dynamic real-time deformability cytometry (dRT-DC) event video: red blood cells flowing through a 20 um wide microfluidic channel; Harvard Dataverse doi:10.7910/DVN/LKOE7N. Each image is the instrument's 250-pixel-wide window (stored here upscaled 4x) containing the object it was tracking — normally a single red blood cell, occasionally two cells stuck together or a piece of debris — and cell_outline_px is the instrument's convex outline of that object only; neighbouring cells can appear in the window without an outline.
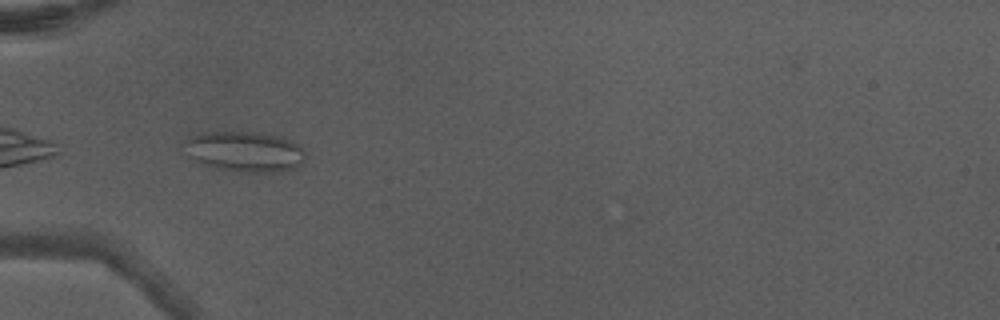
{"species": "Egyptian fruit bat (a non-hibernating species)", "species_latin": "Rousettus aegyptiacus", "temperature_condition": "warm", "stored_images_in_passage": 32, "camera_frame_rate_fps": 3000, "um_per_image_px": 0.085, "animal": {"sex": "male"}, "frame": {"image": 1, "passage_image": 1, "time_ms": 0.0, "image_size_px": [1000, 320], "cell_outline_px": [[304, 164], [296, 168], [280, 172], [240, 172], [212, 168], [188, 156], [180, 144], [184, 140], [192, 136], [204, 132], [256, 132], [280, 136], [296, 144], [304, 152]], "centroid_in_image_um": [20.76, 12.9], "position_along_channel_um": 64.2, "area_um2": 28.84}}
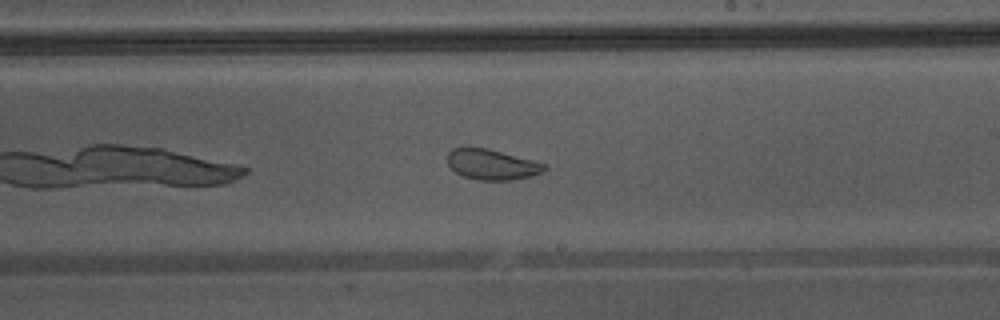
{"frame": {"image": 2, "passage_image": 14, "time_ms": 4.333, "image_size_px": [1000, 320], "cell_outline_px": [[548, 168], [544, 172], [512, 180], [480, 180], [464, 176], [456, 172], [448, 164], [448, 152], [452, 148], [488, 148], [548, 164]], "centroid_in_image_um": [41.85, 13.98], "position_along_channel_um": 247.1, "area_um2": 17.11}, "authors_computed_cell_mechanics": {"area_um2": 19.5364, "velocity_mm_per_s": 4.3493, "shape_relaxation_time_tau1_ms": null, "shape_relaxation_time_tau2_ms": 0.7221, "deformation_change_tau1": null, "deformation_change_tau2": 0.0683}}